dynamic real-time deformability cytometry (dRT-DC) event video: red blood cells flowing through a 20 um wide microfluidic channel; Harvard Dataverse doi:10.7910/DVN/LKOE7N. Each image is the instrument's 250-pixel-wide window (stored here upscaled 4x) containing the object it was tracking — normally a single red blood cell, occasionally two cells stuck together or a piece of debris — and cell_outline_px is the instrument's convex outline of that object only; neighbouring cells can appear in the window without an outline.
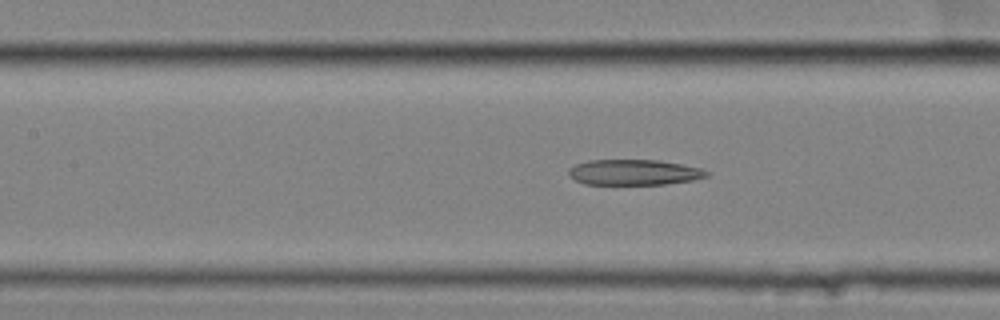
{"species": "common noctule bat (a hibernating species)", "species_latin": "Nyctalus noctula", "temperature_condition": "cold", "stored_images_in_passage": 32, "camera_frame_rate_fps": 3000, "um_per_image_px": 0.085, "animal": {"sex": "female", "body_mass_g": 25.1}, "frame": {"image": 1, "passage_image": 7, "time_ms": 2.0, "image_size_px": [1000, 320], "cell_outline_px": [[712, 172], [708, 176], [692, 180], [664, 184], [584, 184], [568, 176], [568, 168], [576, 164], [588, 160], [660, 160], [700, 168]], "centroid_in_image_um": [53.88, 14.64], "position_along_channel_um": 153.5, "area_um2": 20.58}}
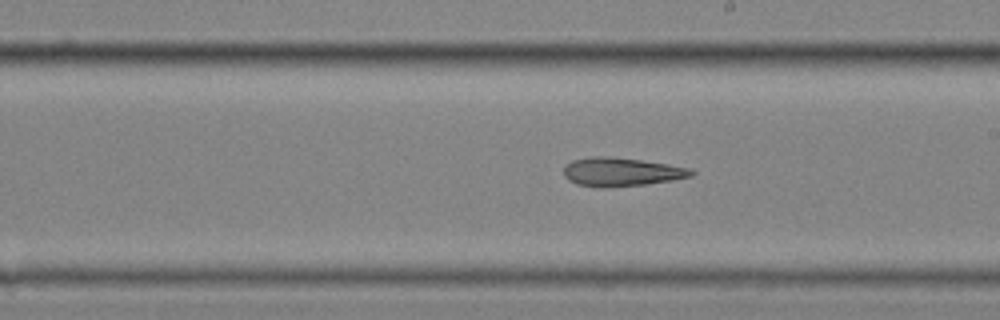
{"frame": {"image": 2, "passage_image": 14, "time_ms": 4.333, "image_size_px": [1000, 320], "cell_outline_px": [[696, 172], [692, 176], [672, 180], [644, 184], [604, 188], [600, 188], [576, 184], [568, 180], [564, 176], [564, 164], [572, 160], [592, 156], [608, 156], [640, 160], [668, 164], [688, 168]], "centroid_in_image_um": [52.76, 14.61], "position_along_channel_um": 236.2, "area_um2": 21.33}}
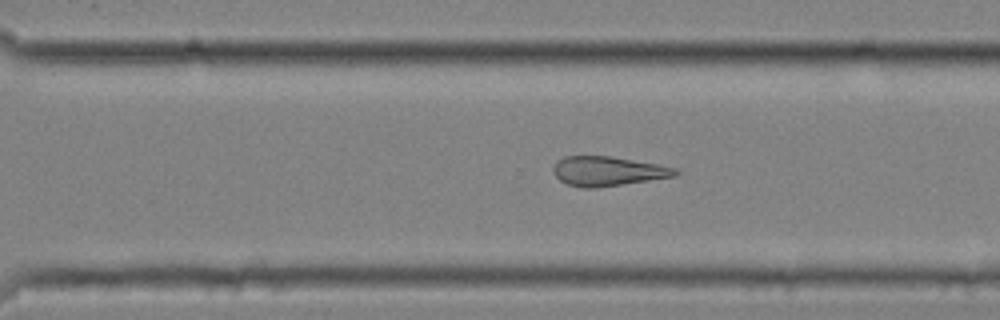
{"frame": {"image": 3, "passage_image": 21, "time_ms": 6.667, "image_size_px": [1000, 320], "cell_outline_px": [[680, 172], [676, 176], [596, 188], [580, 188], [568, 184], [560, 180], [552, 172], [552, 168], [556, 160], [564, 156], [612, 156], [660, 164], [676, 168]], "centroid_in_image_um": [51.65, 14.54], "position_along_channel_um": 318.9, "area_um2": 21.21}}